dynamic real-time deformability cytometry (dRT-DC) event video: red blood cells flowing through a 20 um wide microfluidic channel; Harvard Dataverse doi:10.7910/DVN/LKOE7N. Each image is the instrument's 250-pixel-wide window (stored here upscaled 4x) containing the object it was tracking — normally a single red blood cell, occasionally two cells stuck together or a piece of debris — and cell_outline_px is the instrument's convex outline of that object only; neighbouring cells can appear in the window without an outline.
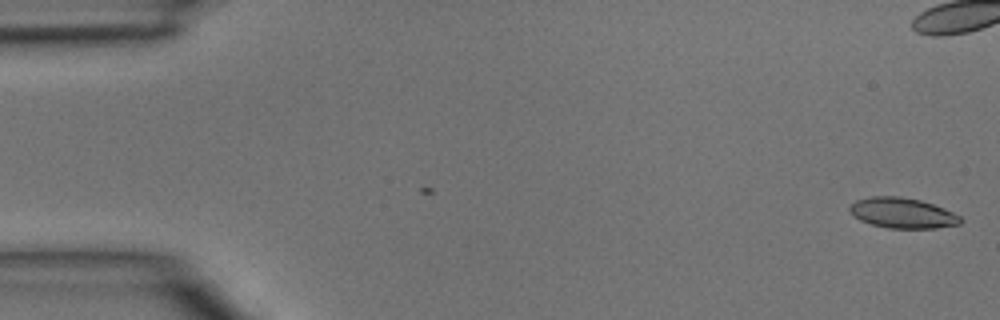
{"species": "common noctule bat (a hibernating species)", "species_latin": "Nyctalus noctula", "temperature_condition": "room temperature", "stored_images_in_passage": 45, "camera_frame_rate_fps": 3000, "um_per_image_px": 0.085, "animal": {"sex": "male", "body_mass_g": 15.6}, "frame": {"image": 1, "passage_image": 1, "time_ms": 0.0, "image_size_px": [1000, 320], "cell_outline_px": [[964, 220], [960, 224], [936, 228], [888, 228], [872, 224], [860, 220], [848, 208], [856, 200], [872, 196], [900, 196], [920, 200], [944, 208], [960, 216]], "centroid_in_image_um": [76.74, 18.1], "position_along_channel_um": 8.3, "area_um2": 19.48}}